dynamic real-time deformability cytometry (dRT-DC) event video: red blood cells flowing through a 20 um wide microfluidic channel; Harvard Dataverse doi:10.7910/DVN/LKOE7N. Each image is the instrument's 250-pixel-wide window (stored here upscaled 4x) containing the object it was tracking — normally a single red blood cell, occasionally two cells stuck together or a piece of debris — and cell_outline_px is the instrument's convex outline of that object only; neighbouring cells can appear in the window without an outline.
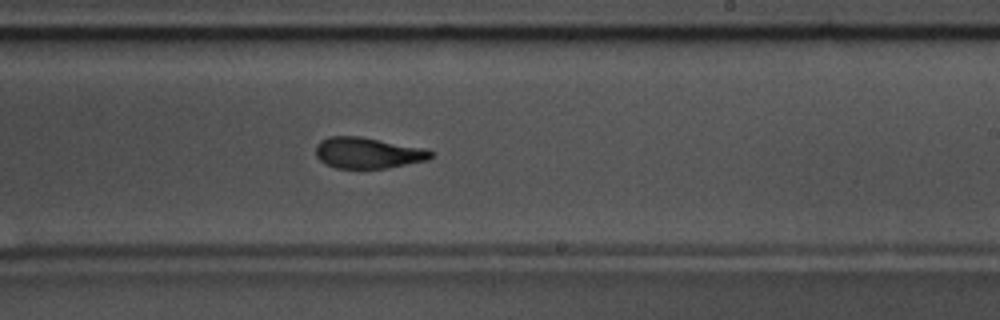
{"species": "common noctule bat (a hibernating species)", "species_latin": "Nyctalus noctula", "temperature_condition": "warm", "stored_images_in_passage": 53, "camera_frame_rate_fps": 3000, "um_per_image_px": 0.085, "animal": {"sex": "male", "body_mass_g": 17.5, "forearm_length_mm": 52.3}, "frame": {"image": 1, "passage_image": 31, "time_ms": 10.0, "image_size_px": [1000, 320], "cell_outline_px": [[436, 156], [428, 160], [388, 168], [336, 168], [324, 164], [316, 156], [316, 144], [320, 140], [328, 136], [360, 136], [424, 148], [436, 152]], "centroid_in_image_um": [31.29, 12.99], "position_along_channel_um": 257.7, "area_um2": 21.1}, "authors_computed_cell_mechanics": {"area_um2": 21.0392, "velocity_mm_per_s": 3.6303, "shape_relaxation_time_tau1_ms": 5.0482, "shape_relaxation_time_tau2_ms": 1.9033, "deformation_change_tau1": 0.2058, "deformation_change_tau2": 0.0973}}